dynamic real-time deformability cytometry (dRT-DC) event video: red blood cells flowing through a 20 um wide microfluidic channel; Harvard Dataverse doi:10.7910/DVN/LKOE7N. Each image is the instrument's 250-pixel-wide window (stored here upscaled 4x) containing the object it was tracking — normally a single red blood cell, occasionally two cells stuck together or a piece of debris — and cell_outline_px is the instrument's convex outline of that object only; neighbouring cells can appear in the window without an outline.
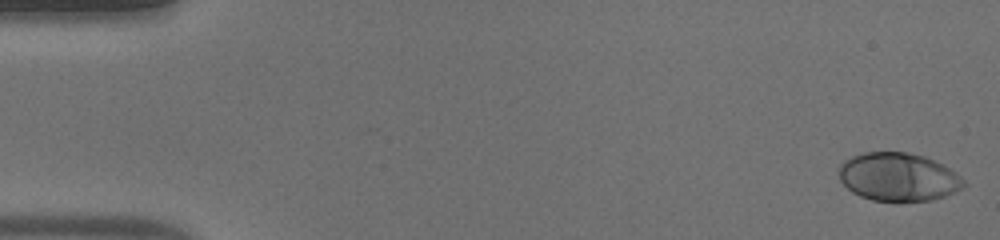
{"species": "human", "species_latin": "Homo sapiens", "temperature_condition": "warm", "stored_images_in_passage": 50, "camera_frame_rate_fps": 3000, "um_per_image_px": 0.085, "donor": {"sex": "male"}, "frame": {"image": 1, "passage_image": 1, "time_ms": 0.0, "image_size_px": [1000, 240], "cell_outline_px": [[968, 184], [956, 192], [932, 200], [896, 204], [872, 200], [860, 196], [852, 192], [840, 180], [840, 164], [844, 160], [852, 156], [864, 152], [908, 152], [924, 156], [944, 164], [956, 172]], "centroid_in_image_um": [76.39, 15.07], "position_along_channel_um": 8.6, "area_um2": 35.95}}
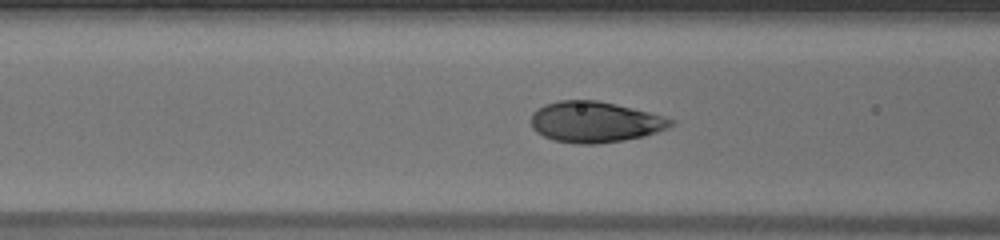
{"frame": {"image": 2, "passage_image": 20, "time_ms": 6.333, "image_size_px": [1000, 240], "cell_outline_px": [[676, 124], [668, 128], [644, 136], [624, 140], [596, 144], [580, 144], [552, 140], [536, 132], [532, 128], [532, 112], [536, 108], [544, 104], [560, 100], [596, 100], [616, 104], [664, 116], [676, 120]], "centroid_in_image_um": [50.57, 10.36], "position_along_channel_um": 116.0, "area_um2": 33.47}}
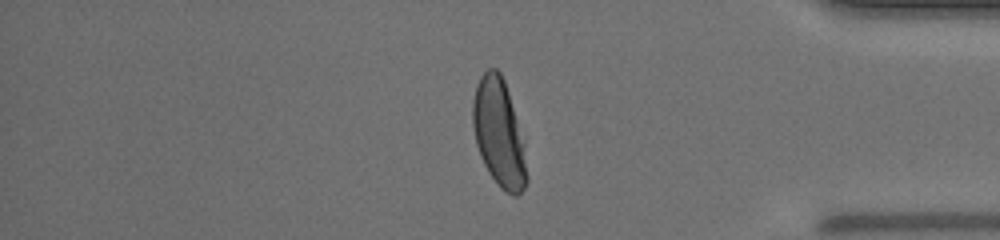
{"frame": {"image": 3, "passage_image": 42, "time_ms": 13.667, "image_size_px": [1000, 240], "cell_outline_px": [[528, 180], [524, 188], [516, 196], [512, 196], [500, 188], [488, 172], [480, 156], [476, 144], [472, 124], [472, 100], [476, 84], [480, 76], [488, 68], [496, 68], [500, 72], [504, 80], [508, 92], [524, 144], [528, 176]], "centroid_in_image_um": [42.39, 11.32], "position_along_channel_um": 392.8, "area_um2": 33.99}, "authors_computed_cell_mechanics": {"area_um2": 34.3621, "velocity_mm_per_s": 4.102, "shape_relaxation_time_tau1_ms": 2.8417, "shape_relaxation_time_tau2_ms": null, "deformation_change_tau1": 0.1725, "deformation_change_tau2": null}}